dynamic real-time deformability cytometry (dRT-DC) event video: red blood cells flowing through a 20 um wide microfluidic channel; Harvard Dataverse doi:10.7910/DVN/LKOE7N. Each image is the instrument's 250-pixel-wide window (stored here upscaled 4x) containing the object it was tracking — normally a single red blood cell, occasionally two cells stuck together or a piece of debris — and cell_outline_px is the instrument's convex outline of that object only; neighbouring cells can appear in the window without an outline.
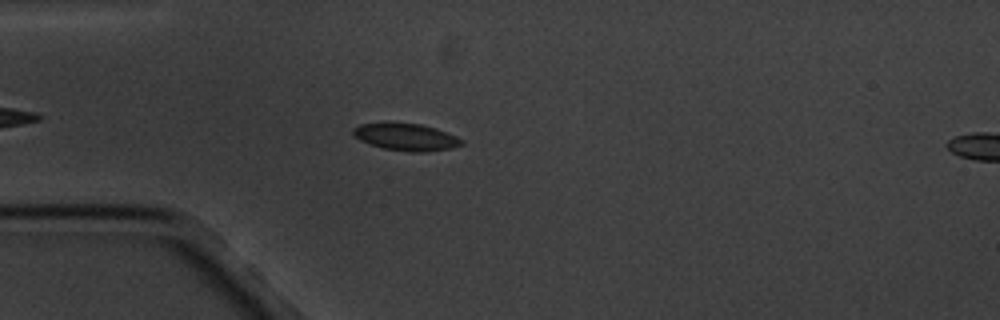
{"species": "common noctule bat (a hibernating species)", "species_latin": "Nyctalus noctula", "temperature_condition": "cold", "stored_images_in_passage": 5, "segment_of_instrument_passage": [1, 2], "camera_frame_rate_fps": 3000, "um_per_image_px": 0.085, "animal": {"sex": "male", "body_mass_g": 20.1, "forearm_length_mm": 53.5}, "frame": {"image": 1, "passage_image": 4, "time_ms": 3.333, "image_size_px": [1000, 320], "cell_outline_px": [[464, 144], [452, 148], [424, 152], [408, 152], [384, 148], [360, 140], [352, 132], [352, 128], [360, 124], [420, 124], [436, 128], [456, 136], [464, 140]], "centroid_in_image_um": [34.57, 11.67], "position_along_channel_um": 50.4, "area_um2": 16.76}}